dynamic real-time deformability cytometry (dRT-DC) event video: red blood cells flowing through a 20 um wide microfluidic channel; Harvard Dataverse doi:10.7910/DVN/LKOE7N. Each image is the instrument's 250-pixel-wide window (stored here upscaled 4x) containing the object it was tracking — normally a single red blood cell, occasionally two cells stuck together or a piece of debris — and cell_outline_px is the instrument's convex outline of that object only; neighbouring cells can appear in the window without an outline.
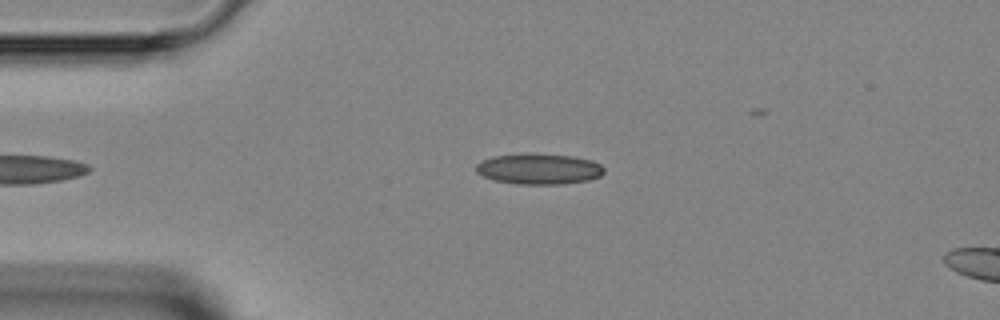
{"species": "Egyptian fruit bat (a non-hibernating species)", "species_latin": "Rousettus aegyptiacus", "temperature_condition": "room temperature", "stored_images_in_passage": 7, "camera_frame_rate_fps": 3000, "um_per_image_px": 0.085, "animal": {"sex": "female"}, "frame": {"image": 1, "passage_image": 3, "time_ms": 0.667, "image_size_px": [1000, 320], "cell_outline_px": [[604, 172], [600, 176], [588, 180], [564, 184], [516, 184], [496, 180], [484, 176], [476, 172], [476, 164], [492, 156], [524, 152], [528, 152], [572, 156], [592, 160], [600, 164], [604, 168]], "centroid_in_image_um": [45.81, 14.34], "position_along_channel_um": 39.2, "area_um2": 23.18}}